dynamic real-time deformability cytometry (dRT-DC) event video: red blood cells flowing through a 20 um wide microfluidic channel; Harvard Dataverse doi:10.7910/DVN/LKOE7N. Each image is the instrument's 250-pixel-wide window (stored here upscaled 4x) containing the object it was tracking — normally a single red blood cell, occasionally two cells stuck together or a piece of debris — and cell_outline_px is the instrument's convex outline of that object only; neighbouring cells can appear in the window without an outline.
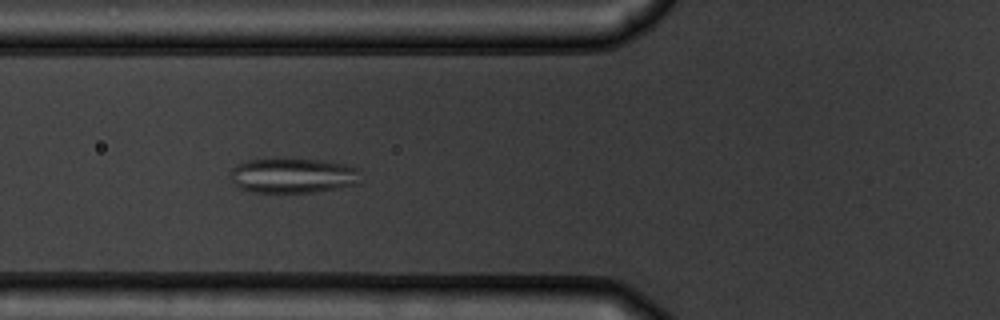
{"species": "common noctule bat (a hibernating species)", "species_latin": "Nyctalus noctula", "temperature_condition": "warm", "stored_images_in_passage": 40, "camera_frame_rate_fps": 3000, "um_per_image_px": 0.085, "animal": {"sex": "male", "body_mass_g": 19.5, "forearm_length_mm": 54.6}, "frame": {"image": 1, "passage_image": 12, "time_ms": 3.667, "image_size_px": [1000, 320], "cell_outline_px": [[360, 184], [340, 188], [312, 192], [252, 192], [236, 188], [228, 176], [232, 168], [236, 164], [248, 160], [272, 156], [284, 156], [320, 160], [344, 164], [356, 168]], "centroid_in_image_um": [24.8, 14.88], "position_along_channel_um": 101.0, "area_um2": 27.63}, "authors_computed_cell_mechanics": {"area_um2": 27.1082, "velocity_mm_per_s": 3.7561, "shape_relaxation_time_tau1_ms": 7.3919, "shape_relaxation_time_tau2_ms": 1.4774, "deformation_change_tau1": 0.1592, "deformation_change_tau2": 0.0439}}